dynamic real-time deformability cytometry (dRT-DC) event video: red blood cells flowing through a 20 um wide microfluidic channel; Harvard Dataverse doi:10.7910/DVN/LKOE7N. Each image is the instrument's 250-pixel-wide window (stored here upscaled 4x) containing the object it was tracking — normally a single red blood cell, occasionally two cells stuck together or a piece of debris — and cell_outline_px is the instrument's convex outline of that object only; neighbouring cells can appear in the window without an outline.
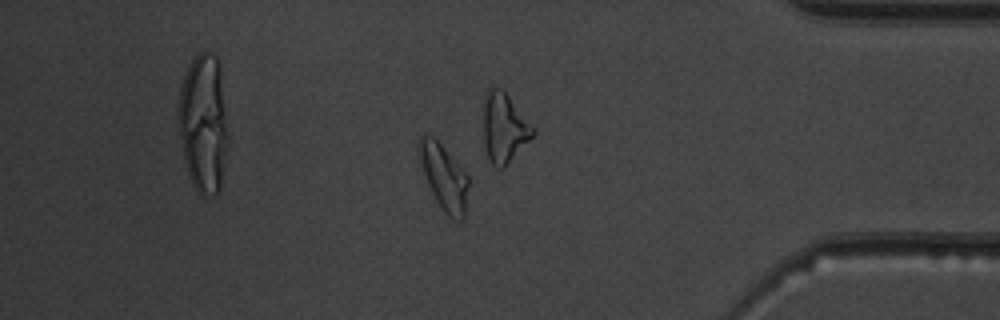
{"species": "common noctule bat (a hibernating species)", "species_latin": "Nyctalus noctula", "temperature_condition": "warm", "stored_images_in_passage": 52, "camera_frame_rate_fps": 3000, "um_per_image_px": 0.085, "animal": {"sex": "male", "body_mass_g": 19.5, "forearm_length_mm": 54.6}, "frame": {"image": 1, "passage_image": 45, "time_ms": 14.667, "image_size_px": [1000, 320], "cell_outline_px": [[468, 184], [464, 220], [452, 220], [444, 212], [436, 200], [428, 184], [416, 152], [416, 140], [420, 136], [432, 136], [440, 144], [468, 176]], "centroid_in_image_um": [37.69, 15.05], "position_along_channel_um": 397.5, "area_um2": 18.73}, "authors_computed_cell_mechanics": {"area_um2": 17.8602, "velocity_mm_per_s": 3.8633, "shape_relaxation_time_tau1_ms": 5.4229, "shape_relaxation_time_tau2_ms": 1.4399, "deformation_change_tau1": 0.1899, "deformation_change_tau2": 0.0854}}